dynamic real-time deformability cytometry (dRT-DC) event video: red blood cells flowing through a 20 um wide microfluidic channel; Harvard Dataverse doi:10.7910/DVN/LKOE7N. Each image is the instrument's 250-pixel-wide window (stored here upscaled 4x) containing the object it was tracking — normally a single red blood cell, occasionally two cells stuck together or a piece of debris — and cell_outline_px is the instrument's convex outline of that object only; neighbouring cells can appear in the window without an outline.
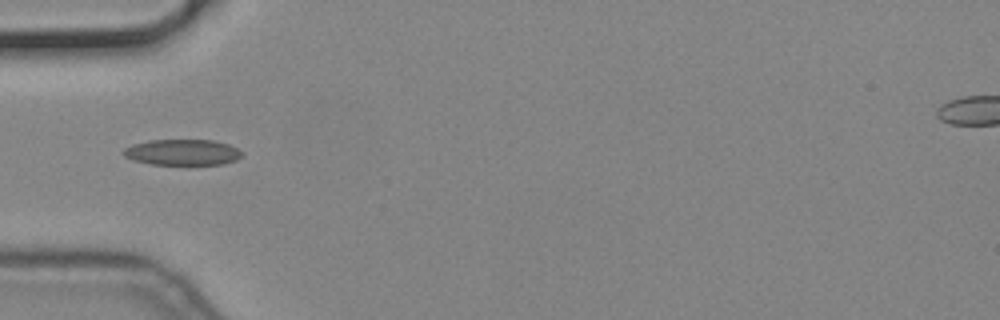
{"species": "common noctule bat (a hibernating species)", "species_latin": "Nyctalus noctula", "temperature_condition": "cold", "stored_images_in_passage": 17, "camera_frame_rate_fps": 3000, "um_per_image_px": 0.085, "animal": {"sex": "male", "body_mass_g": 19.2, "forearm_length_mm": 51.8}, "frame": {"image": 1, "passage_image": 1, "time_ms": 0.0, "image_size_px": [1000, 320], "cell_outline_px": [[240, 156], [236, 160], [224, 164], [152, 164], [132, 160], [124, 156], [120, 152], [124, 148], [132, 144], [148, 140], [212, 140], [228, 144], [236, 148], [240, 152]], "centroid_in_image_um": [15.43, 12.94], "position_along_channel_um": 69.6, "area_um2": 17.8}}